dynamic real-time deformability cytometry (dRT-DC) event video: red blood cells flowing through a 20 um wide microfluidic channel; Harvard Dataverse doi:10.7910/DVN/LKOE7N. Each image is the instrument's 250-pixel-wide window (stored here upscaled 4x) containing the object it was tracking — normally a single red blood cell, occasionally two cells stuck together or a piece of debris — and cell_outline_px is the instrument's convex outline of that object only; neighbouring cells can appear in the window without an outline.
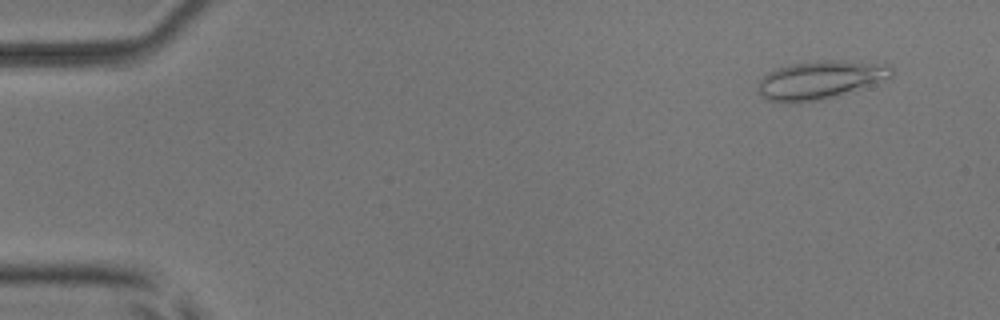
{"species": "common noctule bat (a hibernating species)", "species_latin": "Nyctalus noctula", "temperature_condition": "room temperature", "stored_images_in_passage": 52, "camera_frame_rate_fps": 3000, "um_per_image_px": 0.085, "animal": {"sex": "male", "body_mass_g": 17.9, "forearm_length_mm": 54.2}, "frame": {"image": 1, "passage_image": 4, "time_ms": 1.0, "image_size_px": [1000, 320], "cell_outline_px": [[892, 76], [836, 96], [820, 100], [764, 100], [756, 92], [756, 88], [760, 80], [768, 72], [776, 68], [792, 64], [816, 60], [844, 60], [892, 64]], "centroid_in_image_um": [69.7, 6.74], "position_along_channel_um": 15.3, "area_um2": 29.25}}
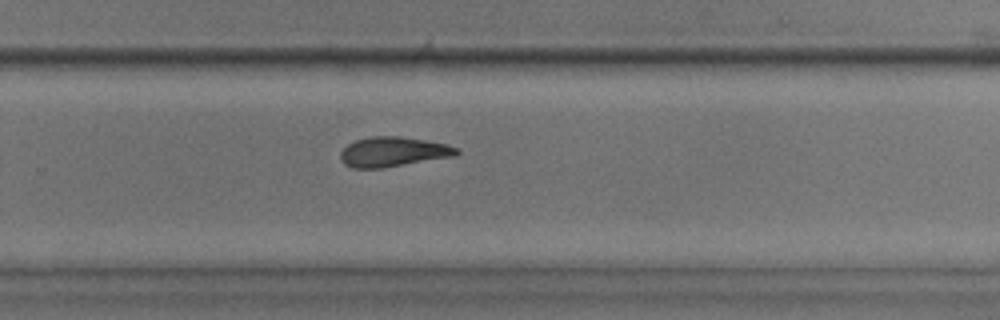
{"frame": {"image": 2, "passage_image": 35, "time_ms": 11.333, "image_size_px": [1000, 320], "cell_outline_px": [[460, 152], [456, 156], [380, 168], [352, 168], [344, 164], [340, 156], [340, 152], [348, 144], [356, 140], [368, 136], [400, 136], [448, 144], [460, 148]], "centroid_in_image_um": [33.44, 12.9], "position_along_channel_um": 296.4, "area_um2": 20.23}}
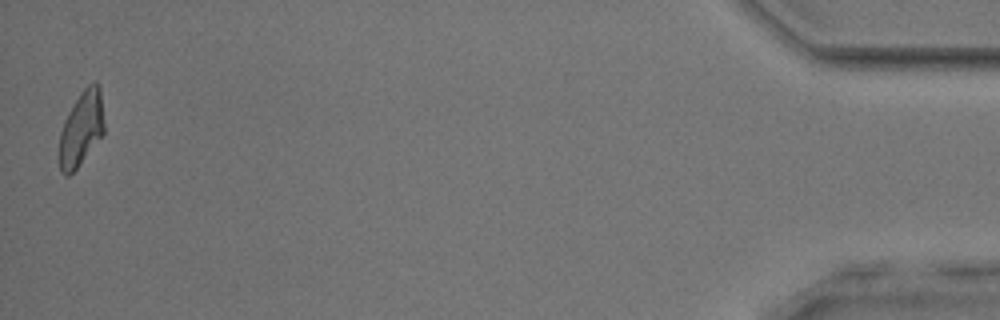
{"frame": {"image": 3, "passage_image": 52, "time_ms": 17.0, "image_size_px": [1000, 320], "cell_outline_px": [[104, 132], [76, 168], [68, 176], [64, 176], [60, 172], [60, 132], [64, 120], [68, 112], [80, 92], [92, 80], [96, 80], [100, 84], [104, 124]], "centroid_in_image_um": [6.92, 10.86], "position_along_channel_um": 428.3, "area_um2": 19.42}, "authors_computed_cell_mechanics": {"area_um2": 20.6057, "velocity_mm_per_s": 3.9149, "shape_relaxation_time_tau1_ms": null, "shape_relaxation_time_tau2_ms": 6.7381, "deformation_change_tau1": null, "deformation_change_tau2": 0.1944}}